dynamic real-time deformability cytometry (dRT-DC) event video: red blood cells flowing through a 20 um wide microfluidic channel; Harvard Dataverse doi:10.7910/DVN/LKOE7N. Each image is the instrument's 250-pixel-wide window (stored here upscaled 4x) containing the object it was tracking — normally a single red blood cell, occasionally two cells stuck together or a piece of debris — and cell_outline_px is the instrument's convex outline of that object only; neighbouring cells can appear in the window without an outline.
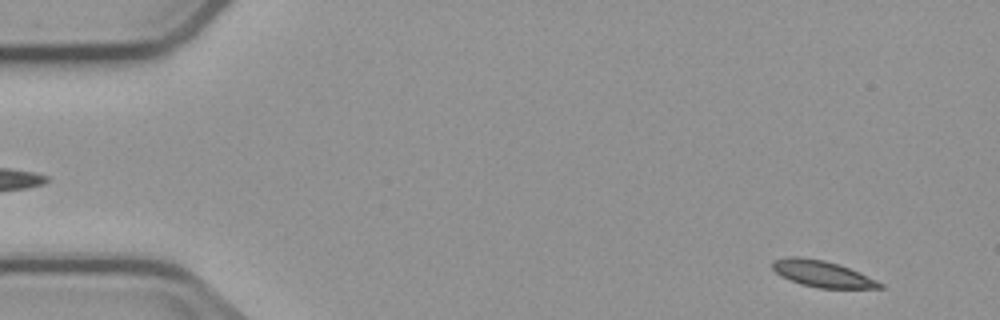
{"species": "common noctule bat (a hibernating species)", "species_latin": "Nyctalus noctula", "temperature_condition": "cold", "stored_images_in_passage": 4, "camera_frame_rate_fps": 3000, "um_per_image_px": 0.085, "animal": {"sex": "male", "body_mass_g": 23.1, "forearm_length_mm": 52.7}, "frame": {"image": 1, "passage_image": 1, "time_ms": 0.0, "image_size_px": [1000, 320], "cell_outline_px": [[884, 288], [820, 288], [800, 284], [780, 276], [772, 268], [772, 260], [788, 256], [796, 256], [824, 260], [848, 268], [876, 280], [884, 284]], "centroid_in_image_um": [69.84, 23.27], "position_along_channel_um": 15.2, "area_um2": 16.36}}
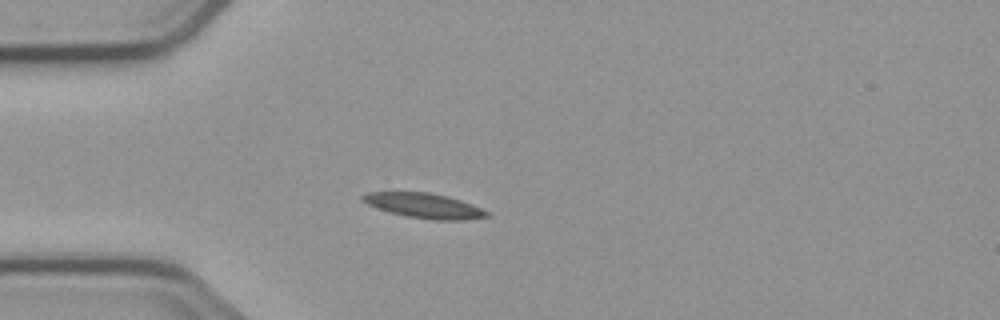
{"frame": {"image": 2, "passage_image": 4, "time_ms": 3.667, "image_size_px": [1000, 320], "cell_outline_px": [[492, 216], [464, 220], [432, 220], [408, 216], [388, 212], [376, 208], [360, 200], [360, 196], [364, 192], [428, 192], [448, 196], [472, 204], [488, 212]], "centroid_in_image_um": [36.02, 17.48], "position_along_channel_um": 49.0, "area_um2": 18.15}}